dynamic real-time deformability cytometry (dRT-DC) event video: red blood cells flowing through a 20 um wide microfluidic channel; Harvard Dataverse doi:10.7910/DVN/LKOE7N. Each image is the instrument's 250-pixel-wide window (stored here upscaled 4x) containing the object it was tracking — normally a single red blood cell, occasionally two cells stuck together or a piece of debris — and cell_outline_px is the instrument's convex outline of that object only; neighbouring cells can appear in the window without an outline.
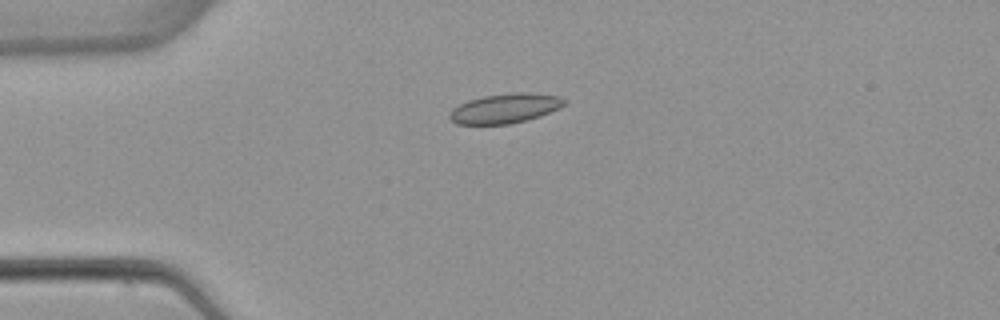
{"species": "common noctule bat (a hibernating species)", "species_latin": "Nyctalus noctula", "temperature_condition": "warm", "stored_images_in_passage": 5, "camera_frame_rate_fps": 3000, "um_per_image_px": 0.085, "animal": {"sex": "female", "body_mass_g": 22.7, "forearm_length_mm": 54.2}, "frame": {"image": 1, "passage_image": 4, "time_ms": 3.667, "image_size_px": [1000, 320], "cell_outline_px": [[568, 100], [560, 108], [540, 116], [508, 124], [456, 124], [448, 116], [452, 108], [468, 100], [484, 96], [512, 92], [528, 92], [560, 96]], "centroid_in_image_um": [42.95, 9.2], "position_along_channel_um": 42.1, "area_um2": 19.83}}